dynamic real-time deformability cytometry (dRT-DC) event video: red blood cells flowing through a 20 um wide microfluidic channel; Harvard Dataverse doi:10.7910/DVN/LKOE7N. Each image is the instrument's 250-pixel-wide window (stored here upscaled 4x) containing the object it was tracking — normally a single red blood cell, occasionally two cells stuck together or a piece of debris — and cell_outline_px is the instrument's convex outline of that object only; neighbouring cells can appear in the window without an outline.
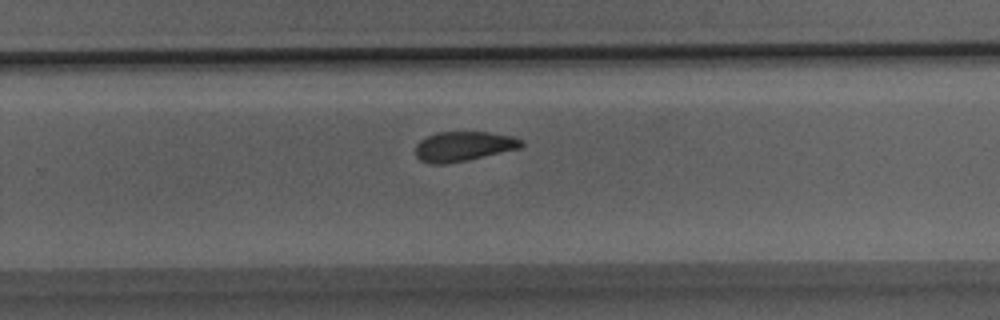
{"species": "Egyptian fruit bat (a non-hibernating species)", "species_latin": "Rousettus aegyptiacus", "temperature_condition": "room temperature", "stored_images_in_passage": 23, "camera_frame_rate_fps": 3000, "um_per_image_px": 0.085, "animal": {"sex": "male"}, "frame": {"image": 1, "passage_image": 14, "time_ms": 4.333, "image_size_px": [1000, 320], "cell_outline_px": [[524, 144], [520, 148], [468, 160], [444, 164], [432, 164], [420, 160], [416, 156], [416, 144], [420, 140], [436, 132], [488, 132], [512, 136], [524, 140]], "centroid_in_image_um": [39.41, 12.43], "position_along_channel_um": 290.4, "area_um2": 18.38}}
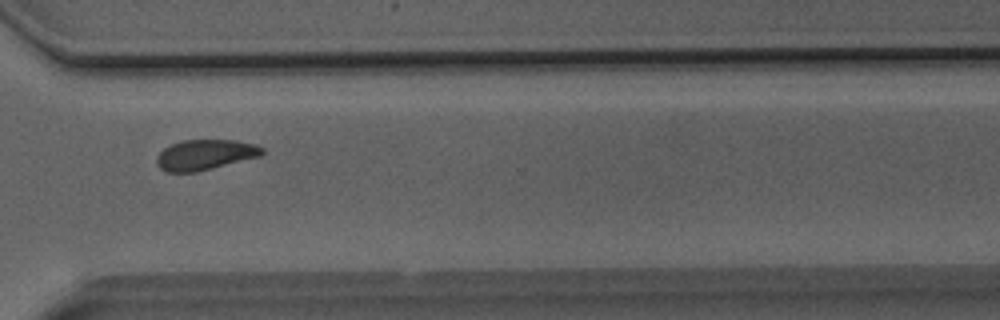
{"frame": {"image": 2, "passage_image": 17, "time_ms": 5.333, "image_size_px": [1000, 320], "cell_outline_px": [[264, 152], [260, 156], [196, 172], [164, 172], [156, 164], [156, 156], [164, 148], [172, 144], [184, 140], [236, 140], [256, 144], [264, 148]], "centroid_in_image_um": [17.42, 13.15], "position_along_channel_um": 353.2, "area_um2": 18.67}}
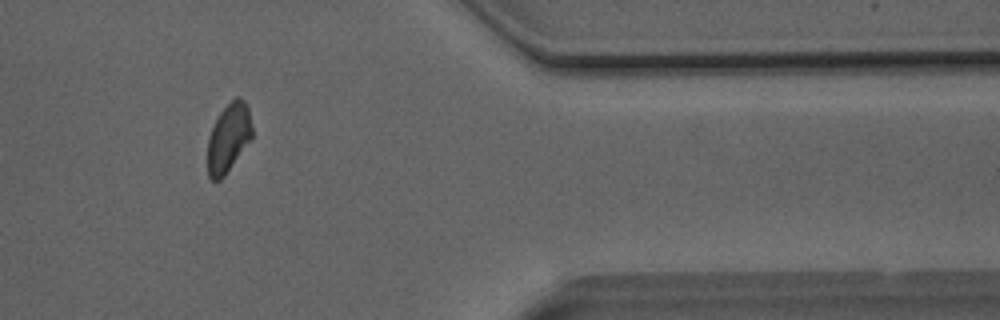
{"frame": {"image": 3, "passage_image": 20, "time_ms": 6.333, "image_size_px": [1000, 320], "cell_outline_px": [[252, 140], [224, 176], [220, 180], [212, 180], [208, 176], [208, 136], [220, 112], [236, 96], [240, 96], [244, 100], [248, 108], [252, 128]], "centroid_in_image_um": [19.44, 11.72], "position_along_channel_um": 392.0, "area_um2": 17.86}}